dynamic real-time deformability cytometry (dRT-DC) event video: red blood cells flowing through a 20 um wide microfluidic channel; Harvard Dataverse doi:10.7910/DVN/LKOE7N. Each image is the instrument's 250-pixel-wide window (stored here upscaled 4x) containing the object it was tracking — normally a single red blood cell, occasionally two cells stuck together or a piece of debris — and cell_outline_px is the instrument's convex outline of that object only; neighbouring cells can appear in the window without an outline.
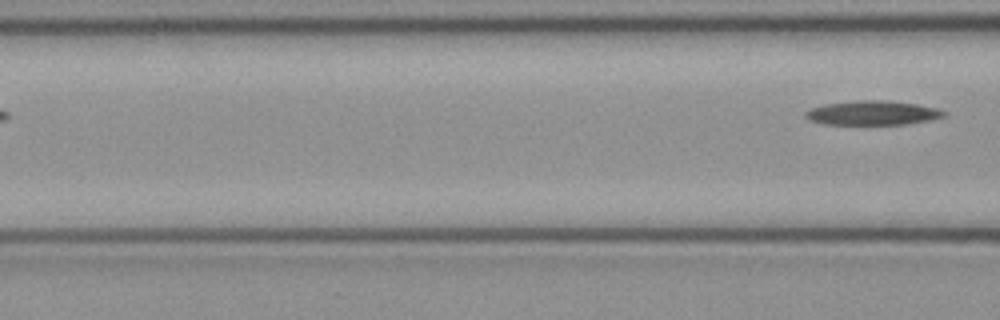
{"species": "common noctule bat (a hibernating species)", "species_latin": "Nyctalus noctula", "temperature_condition": "cold", "stored_images_in_passage": 5, "camera_frame_rate_fps": 3000, "um_per_image_px": 0.085, "animal": {"sex": "female", "body_mass_g": 21.9}, "frame": {"image": 1, "passage_image": 5, "time_ms": 1.333, "image_size_px": [1000, 320], "cell_outline_px": [[948, 112], [944, 116], [928, 120], [904, 124], [820, 124], [808, 120], [804, 116], [804, 112], [812, 108], [824, 104], [856, 100], [888, 100], [916, 104], [936, 108]], "centroid_in_image_um": [74.11, 9.59], "position_along_channel_um": 92.5, "area_um2": 19.59}}